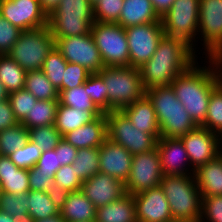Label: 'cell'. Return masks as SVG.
Wrapping results in <instances>:
<instances>
[{
	"label": "cell",
	"instance_id": "obj_40",
	"mask_svg": "<svg viewBox=\"0 0 222 222\" xmlns=\"http://www.w3.org/2000/svg\"><path fill=\"white\" fill-rule=\"evenodd\" d=\"M29 140L35 143L41 151L55 149L63 138L55 125L28 129Z\"/></svg>",
	"mask_w": 222,
	"mask_h": 222
},
{
	"label": "cell",
	"instance_id": "obj_26",
	"mask_svg": "<svg viewBox=\"0 0 222 222\" xmlns=\"http://www.w3.org/2000/svg\"><path fill=\"white\" fill-rule=\"evenodd\" d=\"M118 24L123 28L161 21L150 0H124Z\"/></svg>",
	"mask_w": 222,
	"mask_h": 222
},
{
	"label": "cell",
	"instance_id": "obj_20",
	"mask_svg": "<svg viewBox=\"0 0 222 222\" xmlns=\"http://www.w3.org/2000/svg\"><path fill=\"white\" fill-rule=\"evenodd\" d=\"M156 147L159 152L163 175H194L195 170L192 166L191 170L185 167L190 160L180 138L160 137Z\"/></svg>",
	"mask_w": 222,
	"mask_h": 222
},
{
	"label": "cell",
	"instance_id": "obj_32",
	"mask_svg": "<svg viewBox=\"0 0 222 222\" xmlns=\"http://www.w3.org/2000/svg\"><path fill=\"white\" fill-rule=\"evenodd\" d=\"M72 169L83 180L86 181L100 172L99 148L78 149Z\"/></svg>",
	"mask_w": 222,
	"mask_h": 222
},
{
	"label": "cell",
	"instance_id": "obj_8",
	"mask_svg": "<svg viewBox=\"0 0 222 222\" xmlns=\"http://www.w3.org/2000/svg\"><path fill=\"white\" fill-rule=\"evenodd\" d=\"M91 35L104 66H130L125 28L118 23L94 22Z\"/></svg>",
	"mask_w": 222,
	"mask_h": 222
},
{
	"label": "cell",
	"instance_id": "obj_22",
	"mask_svg": "<svg viewBox=\"0 0 222 222\" xmlns=\"http://www.w3.org/2000/svg\"><path fill=\"white\" fill-rule=\"evenodd\" d=\"M121 111L137 130L152 134L157 140L161 137L157 115L146 94Z\"/></svg>",
	"mask_w": 222,
	"mask_h": 222
},
{
	"label": "cell",
	"instance_id": "obj_25",
	"mask_svg": "<svg viewBox=\"0 0 222 222\" xmlns=\"http://www.w3.org/2000/svg\"><path fill=\"white\" fill-rule=\"evenodd\" d=\"M65 222H95L96 208L81 190L69 192L59 210Z\"/></svg>",
	"mask_w": 222,
	"mask_h": 222
},
{
	"label": "cell",
	"instance_id": "obj_42",
	"mask_svg": "<svg viewBox=\"0 0 222 222\" xmlns=\"http://www.w3.org/2000/svg\"><path fill=\"white\" fill-rule=\"evenodd\" d=\"M41 149L32 141H28L23 147L18 148L8 156L11 161L21 169H31L41 157Z\"/></svg>",
	"mask_w": 222,
	"mask_h": 222
},
{
	"label": "cell",
	"instance_id": "obj_10",
	"mask_svg": "<svg viewBox=\"0 0 222 222\" xmlns=\"http://www.w3.org/2000/svg\"><path fill=\"white\" fill-rule=\"evenodd\" d=\"M108 139L123 146L132 155L156 148L157 139L137 130L122 111L106 113Z\"/></svg>",
	"mask_w": 222,
	"mask_h": 222
},
{
	"label": "cell",
	"instance_id": "obj_24",
	"mask_svg": "<svg viewBox=\"0 0 222 222\" xmlns=\"http://www.w3.org/2000/svg\"><path fill=\"white\" fill-rule=\"evenodd\" d=\"M0 187L7 194L28 193V170L18 168L8 156H0Z\"/></svg>",
	"mask_w": 222,
	"mask_h": 222
},
{
	"label": "cell",
	"instance_id": "obj_52",
	"mask_svg": "<svg viewBox=\"0 0 222 222\" xmlns=\"http://www.w3.org/2000/svg\"><path fill=\"white\" fill-rule=\"evenodd\" d=\"M52 203L57 207L58 210L65 204L69 192L62 189L59 185L54 184L50 189L46 191Z\"/></svg>",
	"mask_w": 222,
	"mask_h": 222
},
{
	"label": "cell",
	"instance_id": "obj_16",
	"mask_svg": "<svg viewBox=\"0 0 222 222\" xmlns=\"http://www.w3.org/2000/svg\"><path fill=\"white\" fill-rule=\"evenodd\" d=\"M200 32L209 57L222 45V0H200L198 34Z\"/></svg>",
	"mask_w": 222,
	"mask_h": 222
},
{
	"label": "cell",
	"instance_id": "obj_44",
	"mask_svg": "<svg viewBox=\"0 0 222 222\" xmlns=\"http://www.w3.org/2000/svg\"><path fill=\"white\" fill-rule=\"evenodd\" d=\"M54 183L68 192L81 190L84 182L72 169V165L61 166L54 174Z\"/></svg>",
	"mask_w": 222,
	"mask_h": 222
},
{
	"label": "cell",
	"instance_id": "obj_36",
	"mask_svg": "<svg viewBox=\"0 0 222 222\" xmlns=\"http://www.w3.org/2000/svg\"><path fill=\"white\" fill-rule=\"evenodd\" d=\"M202 127L222 138V85L220 83L211 92L207 116Z\"/></svg>",
	"mask_w": 222,
	"mask_h": 222
},
{
	"label": "cell",
	"instance_id": "obj_37",
	"mask_svg": "<svg viewBox=\"0 0 222 222\" xmlns=\"http://www.w3.org/2000/svg\"><path fill=\"white\" fill-rule=\"evenodd\" d=\"M67 61L62 54L54 47L44 61L42 71L48 80L58 90H62L63 75L66 70Z\"/></svg>",
	"mask_w": 222,
	"mask_h": 222
},
{
	"label": "cell",
	"instance_id": "obj_27",
	"mask_svg": "<svg viewBox=\"0 0 222 222\" xmlns=\"http://www.w3.org/2000/svg\"><path fill=\"white\" fill-rule=\"evenodd\" d=\"M95 222H137L133 195L127 193L121 199L96 209Z\"/></svg>",
	"mask_w": 222,
	"mask_h": 222
},
{
	"label": "cell",
	"instance_id": "obj_58",
	"mask_svg": "<svg viewBox=\"0 0 222 222\" xmlns=\"http://www.w3.org/2000/svg\"><path fill=\"white\" fill-rule=\"evenodd\" d=\"M8 94L4 85L0 82V101L8 99Z\"/></svg>",
	"mask_w": 222,
	"mask_h": 222
},
{
	"label": "cell",
	"instance_id": "obj_38",
	"mask_svg": "<svg viewBox=\"0 0 222 222\" xmlns=\"http://www.w3.org/2000/svg\"><path fill=\"white\" fill-rule=\"evenodd\" d=\"M84 89L91 101L102 113H108V91L103 78L98 74H90L84 83Z\"/></svg>",
	"mask_w": 222,
	"mask_h": 222
},
{
	"label": "cell",
	"instance_id": "obj_13",
	"mask_svg": "<svg viewBox=\"0 0 222 222\" xmlns=\"http://www.w3.org/2000/svg\"><path fill=\"white\" fill-rule=\"evenodd\" d=\"M163 178L157 147L149 152L133 155L132 167L126 180V192L134 195L160 185Z\"/></svg>",
	"mask_w": 222,
	"mask_h": 222
},
{
	"label": "cell",
	"instance_id": "obj_50",
	"mask_svg": "<svg viewBox=\"0 0 222 222\" xmlns=\"http://www.w3.org/2000/svg\"><path fill=\"white\" fill-rule=\"evenodd\" d=\"M55 151L59 158V163L61 166H63L72 164V162L75 160L78 149L62 138L55 148Z\"/></svg>",
	"mask_w": 222,
	"mask_h": 222
},
{
	"label": "cell",
	"instance_id": "obj_15",
	"mask_svg": "<svg viewBox=\"0 0 222 222\" xmlns=\"http://www.w3.org/2000/svg\"><path fill=\"white\" fill-rule=\"evenodd\" d=\"M180 139L190 160L188 166L192 165L194 170L222 152V138L202 126H197Z\"/></svg>",
	"mask_w": 222,
	"mask_h": 222
},
{
	"label": "cell",
	"instance_id": "obj_49",
	"mask_svg": "<svg viewBox=\"0 0 222 222\" xmlns=\"http://www.w3.org/2000/svg\"><path fill=\"white\" fill-rule=\"evenodd\" d=\"M35 166L39 169V171H44L54 177L56 171L61 167L55 149L42 151L41 157Z\"/></svg>",
	"mask_w": 222,
	"mask_h": 222
},
{
	"label": "cell",
	"instance_id": "obj_45",
	"mask_svg": "<svg viewBox=\"0 0 222 222\" xmlns=\"http://www.w3.org/2000/svg\"><path fill=\"white\" fill-rule=\"evenodd\" d=\"M90 72L83 66L68 63L63 75L62 90H69L81 86L88 79Z\"/></svg>",
	"mask_w": 222,
	"mask_h": 222
},
{
	"label": "cell",
	"instance_id": "obj_11",
	"mask_svg": "<svg viewBox=\"0 0 222 222\" xmlns=\"http://www.w3.org/2000/svg\"><path fill=\"white\" fill-rule=\"evenodd\" d=\"M55 47L68 63L79 64L90 74L105 67L91 33L55 39Z\"/></svg>",
	"mask_w": 222,
	"mask_h": 222
},
{
	"label": "cell",
	"instance_id": "obj_21",
	"mask_svg": "<svg viewBox=\"0 0 222 222\" xmlns=\"http://www.w3.org/2000/svg\"><path fill=\"white\" fill-rule=\"evenodd\" d=\"M108 138L106 114L63 136L76 149L99 148Z\"/></svg>",
	"mask_w": 222,
	"mask_h": 222
},
{
	"label": "cell",
	"instance_id": "obj_31",
	"mask_svg": "<svg viewBox=\"0 0 222 222\" xmlns=\"http://www.w3.org/2000/svg\"><path fill=\"white\" fill-rule=\"evenodd\" d=\"M26 71L7 54L0 55V82L8 93L23 89Z\"/></svg>",
	"mask_w": 222,
	"mask_h": 222
},
{
	"label": "cell",
	"instance_id": "obj_48",
	"mask_svg": "<svg viewBox=\"0 0 222 222\" xmlns=\"http://www.w3.org/2000/svg\"><path fill=\"white\" fill-rule=\"evenodd\" d=\"M29 176V187L33 191H43L46 192L50 189L55 183L54 178L45 173L44 171H39V169L34 166L31 169H28Z\"/></svg>",
	"mask_w": 222,
	"mask_h": 222
},
{
	"label": "cell",
	"instance_id": "obj_12",
	"mask_svg": "<svg viewBox=\"0 0 222 222\" xmlns=\"http://www.w3.org/2000/svg\"><path fill=\"white\" fill-rule=\"evenodd\" d=\"M130 66L140 68L155 53L159 41L164 36L162 21L135 25L125 28Z\"/></svg>",
	"mask_w": 222,
	"mask_h": 222
},
{
	"label": "cell",
	"instance_id": "obj_47",
	"mask_svg": "<svg viewBox=\"0 0 222 222\" xmlns=\"http://www.w3.org/2000/svg\"><path fill=\"white\" fill-rule=\"evenodd\" d=\"M22 30L12 25L0 14V55L7 54L18 40Z\"/></svg>",
	"mask_w": 222,
	"mask_h": 222
},
{
	"label": "cell",
	"instance_id": "obj_54",
	"mask_svg": "<svg viewBox=\"0 0 222 222\" xmlns=\"http://www.w3.org/2000/svg\"><path fill=\"white\" fill-rule=\"evenodd\" d=\"M155 12L161 18L171 8L175 0H150Z\"/></svg>",
	"mask_w": 222,
	"mask_h": 222
},
{
	"label": "cell",
	"instance_id": "obj_3",
	"mask_svg": "<svg viewBox=\"0 0 222 222\" xmlns=\"http://www.w3.org/2000/svg\"><path fill=\"white\" fill-rule=\"evenodd\" d=\"M160 187L165 193L174 221H200L202 195L194 175H163Z\"/></svg>",
	"mask_w": 222,
	"mask_h": 222
},
{
	"label": "cell",
	"instance_id": "obj_39",
	"mask_svg": "<svg viewBox=\"0 0 222 222\" xmlns=\"http://www.w3.org/2000/svg\"><path fill=\"white\" fill-rule=\"evenodd\" d=\"M59 103L77 110L100 111L87 95L84 84L69 90H60Z\"/></svg>",
	"mask_w": 222,
	"mask_h": 222
},
{
	"label": "cell",
	"instance_id": "obj_59",
	"mask_svg": "<svg viewBox=\"0 0 222 222\" xmlns=\"http://www.w3.org/2000/svg\"><path fill=\"white\" fill-rule=\"evenodd\" d=\"M90 3L94 6L96 5L100 0H89Z\"/></svg>",
	"mask_w": 222,
	"mask_h": 222
},
{
	"label": "cell",
	"instance_id": "obj_35",
	"mask_svg": "<svg viewBox=\"0 0 222 222\" xmlns=\"http://www.w3.org/2000/svg\"><path fill=\"white\" fill-rule=\"evenodd\" d=\"M28 141V129L21 123L0 131V156H10Z\"/></svg>",
	"mask_w": 222,
	"mask_h": 222
},
{
	"label": "cell",
	"instance_id": "obj_34",
	"mask_svg": "<svg viewBox=\"0 0 222 222\" xmlns=\"http://www.w3.org/2000/svg\"><path fill=\"white\" fill-rule=\"evenodd\" d=\"M28 193L21 194H7L1 192L0 194V211L9 214L16 221H29V201Z\"/></svg>",
	"mask_w": 222,
	"mask_h": 222
},
{
	"label": "cell",
	"instance_id": "obj_41",
	"mask_svg": "<svg viewBox=\"0 0 222 222\" xmlns=\"http://www.w3.org/2000/svg\"><path fill=\"white\" fill-rule=\"evenodd\" d=\"M8 100L15 118L19 123L30 113L37 101V99L24 88L9 93Z\"/></svg>",
	"mask_w": 222,
	"mask_h": 222
},
{
	"label": "cell",
	"instance_id": "obj_7",
	"mask_svg": "<svg viewBox=\"0 0 222 222\" xmlns=\"http://www.w3.org/2000/svg\"><path fill=\"white\" fill-rule=\"evenodd\" d=\"M55 47V39L48 26L22 31L7 53L26 72L42 70L45 59Z\"/></svg>",
	"mask_w": 222,
	"mask_h": 222
},
{
	"label": "cell",
	"instance_id": "obj_51",
	"mask_svg": "<svg viewBox=\"0 0 222 222\" xmlns=\"http://www.w3.org/2000/svg\"><path fill=\"white\" fill-rule=\"evenodd\" d=\"M19 122L15 118L13 110L11 108L8 99L0 101V131L11 128L17 125Z\"/></svg>",
	"mask_w": 222,
	"mask_h": 222
},
{
	"label": "cell",
	"instance_id": "obj_30",
	"mask_svg": "<svg viewBox=\"0 0 222 222\" xmlns=\"http://www.w3.org/2000/svg\"><path fill=\"white\" fill-rule=\"evenodd\" d=\"M24 89L37 100H59V92L42 70L27 71Z\"/></svg>",
	"mask_w": 222,
	"mask_h": 222
},
{
	"label": "cell",
	"instance_id": "obj_19",
	"mask_svg": "<svg viewBox=\"0 0 222 222\" xmlns=\"http://www.w3.org/2000/svg\"><path fill=\"white\" fill-rule=\"evenodd\" d=\"M100 173L125 183L132 167L133 155L123 146L106 139L99 147Z\"/></svg>",
	"mask_w": 222,
	"mask_h": 222
},
{
	"label": "cell",
	"instance_id": "obj_28",
	"mask_svg": "<svg viewBox=\"0 0 222 222\" xmlns=\"http://www.w3.org/2000/svg\"><path fill=\"white\" fill-rule=\"evenodd\" d=\"M102 114L101 111L77 110L59 103L54 125L63 137L65 134L95 120Z\"/></svg>",
	"mask_w": 222,
	"mask_h": 222
},
{
	"label": "cell",
	"instance_id": "obj_57",
	"mask_svg": "<svg viewBox=\"0 0 222 222\" xmlns=\"http://www.w3.org/2000/svg\"><path fill=\"white\" fill-rule=\"evenodd\" d=\"M34 222H65V221L63 220V218L59 214L56 216L46 218L44 220H39V221H34Z\"/></svg>",
	"mask_w": 222,
	"mask_h": 222
},
{
	"label": "cell",
	"instance_id": "obj_2",
	"mask_svg": "<svg viewBox=\"0 0 222 222\" xmlns=\"http://www.w3.org/2000/svg\"><path fill=\"white\" fill-rule=\"evenodd\" d=\"M209 63L208 68L193 63L170 84L177 99L197 126L205 123L211 92L219 84L216 69L210 59Z\"/></svg>",
	"mask_w": 222,
	"mask_h": 222
},
{
	"label": "cell",
	"instance_id": "obj_56",
	"mask_svg": "<svg viewBox=\"0 0 222 222\" xmlns=\"http://www.w3.org/2000/svg\"><path fill=\"white\" fill-rule=\"evenodd\" d=\"M0 222H19L7 213L0 211Z\"/></svg>",
	"mask_w": 222,
	"mask_h": 222
},
{
	"label": "cell",
	"instance_id": "obj_46",
	"mask_svg": "<svg viewBox=\"0 0 222 222\" xmlns=\"http://www.w3.org/2000/svg\"><path fill=\"white\" fill-rule=\"evenodd\" d=\"M199 222H222V195L202 197V213Z\"/></svg>",
	"mask_w": 222,
	"mask_h": 222
},
{
	"label": "cell",
	"instance_id": "obj_14",
	"mask_svg": "<svg viewBox=\"0 0 222 222\" xmlns=\"http://www.w3.org/2000/svg\"><path fill=\"white\" fill-rule=\"evenodd\" d=\"M0 14L22 31L48 26L39 0H0Z\"/></svg>",
	"mask_w": 222,
	"mask_h": 222
},
{
	"label": "cell",
	"instance_id": "obj_4",
	"mask_svg": "<svg viewBox=\"0 0 222 222\" xmlns=\"http://www.w3.org/2000/svg\"><path fill=\"white\" fill-rule=\"evenodd\" d=\"M160 127L161 137L181 138L197 127L172 86H157L146 90Z\"/></svg>",
	"mask_w": 222,
	"mask_h": 222
},
{
	"label": "cell",
	"instance_id": "obj_9",
	"mask_svg": "<svg viewBox=\"0 0 222 222\" xmlns=\"http://www.w3.org/2000/svg\"><path fill=\"white\" fill-rule=\"evenodd\" d=\"M199 5L200 0H175L171 8L161 17L164 35L182 40L194 52L196 51L192 45L198 34Z\"/></svg>",
	"mask_w": 222,
	"mask_h": 222
},
{
	"label": "cell",
	"instance_id": "obj_18",
	"mask_svg": "<svg viewBox=\"0 0 222 222\" xmlns=\"http://www.w3.org/2000/svg\"><path fill=\"white\" fill-rule=\"evenodd\" d=\"M81 191L96 209L121 199L127 194L123 182L100 172L84 181Z\"/></svg>",
	"mask_w": 222,
	"mask_h": 222
},
{
	"label": "cell",
	"instance_id": "obj_6",
	"mask_svg": "<svg viewBox=\"0 0 222 222\" xmlns=\"http://www.w3.org/2000/svg\"><path fill=\"white\" fill-rule=\"evenodd\" d=\"M94 22V6L89 0H61L48 15L54 39L91 33Z\"/></svg>",
	"mask_w": 222,
	"mask_h": 222
},
{
	"label": "cell",
	"instance_id": "obj_53",
	"mask_svg": "<svg viewBox=\"0 0 222 222\" xmlns=\"http://www.w3.org/2000/svg\"><path fill=\"white\" fill-rule=\"evenodd\" d=\"M208 59L214 64L219 83L222 85V45Z\"/></svg>",
	"mask_w": 222,
	"mask_h": 222
},
{
	"label": "cell",
	"instance_id": "obj_43",
	"mask_svg": "<svg viewBox=\"0 0 222 222\" xmlns=\"http://www.w3.org/2000/svg\"><path fill=\"white\" fill-rule=\"evenodd\" d=\"M124 0H100L94 5V20L102 23H117Z\"/></svg>",
	"mask_w": 222,
	"mask_h": 222
},
{
	"label": "cell",
	"instance_id": "obj_55",
	"mask_svg": "<svg viewBox=\"0 0 222 222\" xmlns=\"http://www.w3.org/2000/svg\"><path fill=\"white\" fill-rule=\"evenodd\" d=\"M61 2V0H39L41 8L49 15Z\"/></svg>",
	"mask_w": 222,
	"mask_h": 222
},
{
	"label": "cell",
	"instance_id": "obj_17",
	"mask_svg": "<svg viewBox=\"0 0 222 222\" xmlns=\"http://www.w3.org/2000/svg\"><path fill=\"white\" fill-rule=\"evenodd\" d=\"M137 222H174L165 193L159 186L133 195Z\"/></svg>",
	"mask_w": 222,
	"mask_h": 222
},
{
	"label": "cell",
	"instance_id": "obj_29",
	"mask_svg": "<svg viewBox=\"0 0 222 222\" xmlns=\"http://www.w3.org/2000/svg\"><path fill=\"white\" fill-rule=\"evenodd\" d=\"M59 100H37L30 113L20 122L27 129L54 125Z\"/></svg>",
	"mask_w": 222,
	"mask_h": 222
},
{
	"label": "cell",
	"instance_id": "obj_33",
	"mask_svg": "<svg viewBox=\"0 0 222 222\" xmlns=\"http://www.w3.org/2000/svg\"><path fill=\"white\" fill-rule=\"evenodd\" d=\"M27 197L29 201L28 213L30 222L59 215V210L52 203L46 192L30 190Z\"/></svg>",
	"mask_w": 222,
	"mask_h": 222
},
{
	"label": "cell",
	"instance_id": "obj_1",
	"mask_svg": "<svg viewBox=\"0 0 222 222\" xmlns=\"http://www.w3.org/2000/svg\"><path fill=\"white\" fill-rule=\"evenodd\" d=\"M193 49L179 39L163 36L155 53L139 69L144 89L169 86L174 79L197 62Z\"/></svg>",
	"mask_w": 222,
	"mask_h": 222
},
{
	"label": "cell",
	"instance_id": "obj_23",
	"mask_svg": "<svg viewBox=\"0 0 222 222\" xmlns=\"http://www.w3.org/2000/svg\"><path fill=\"white\" fill-rule=\"evenodd\" d=\"M194 176L202 197L222 195V152L199 166Z\"/></svg>",
	"mask_w": 222,
	"mask_h": 222
},
{
	"label": "cell",
	"instance_id": "obj_5",
	"mask_svg": "<svg viewBox=\"0 0 222 222\" xmlns=\"http://www.w3.org/2000/svg\"><path fill=\"white\" fill-rule=\"evenodd\" d=\"M108 91V112L121 111L146 94L138 68L105 66L99 73Z\"/></svg>",
	"mask_w": 222,
	"mask_h": 222
}]
</instances>
